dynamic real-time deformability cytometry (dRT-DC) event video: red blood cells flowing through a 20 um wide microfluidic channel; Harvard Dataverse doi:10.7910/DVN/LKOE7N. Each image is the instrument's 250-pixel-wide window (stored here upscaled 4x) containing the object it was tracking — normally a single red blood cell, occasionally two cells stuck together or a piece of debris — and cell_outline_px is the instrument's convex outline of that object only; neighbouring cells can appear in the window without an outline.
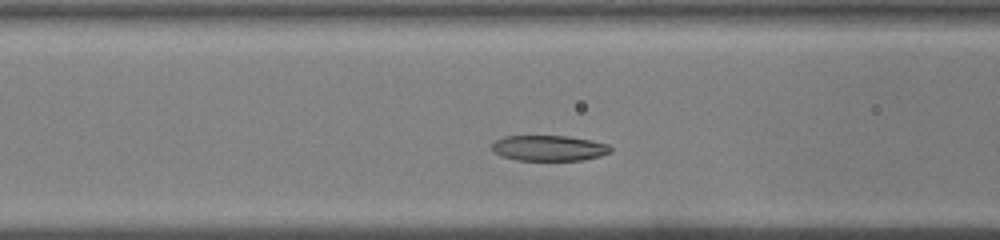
{"species": "common noctule bat (a hibernating species)", "species_latin": "Nyctalus noctula", "temperature_condition": "warm", "stored_images_in_passage": 32, "segment_of_instrument_passage": [2, 2], "camera_frame_rate_fps": 3000, "um_per_image_px": 0.085, "animal": {"sex": "male", "body_mass_g": 19.0, "forearm_length_mm": 50.8}, "frame": {"image": 1, "passage_image": 13, "time_ms": 4.0, "image_size_px": [1000, 240], "cell_outline_px": [[612, 148], [608, 152], [600, 156], [584, 160], [516, 160], [500, 156], [492, 152], [492, 144], [496, 140], [504, 136], [568, 136], [592, 140], [608, 144]], "centroid_in_image_um": [46.63, 12.59], "position_along_channel_um": 120.0, "area_um2": 17.74}}
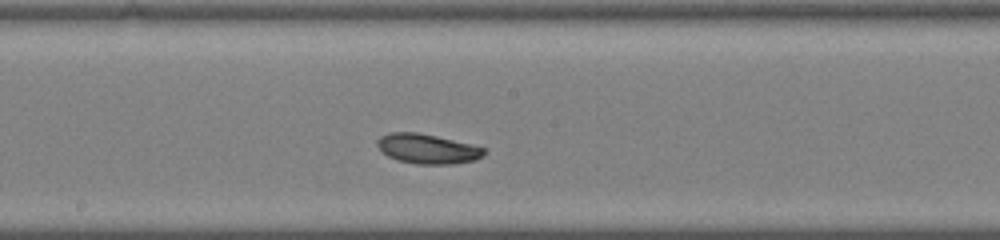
{"frame": {"image": 2, "passage_image": 19, "time_ms": 6.0, "image_size_px": [1000, 240], "cell_outline_px": [[484, 156], [476, 160], [452, 164], [416, 164], [396, 160], [380, 152], [376, 144], [376, 140], [380, 136], [392, 132], [416, 132], [436, 136], [472, 144], [484, 148]], "centroid_in_image_um": [36.29, 12.65], "position_along_channel_um": 211.9, "area_um2": 18.67}}
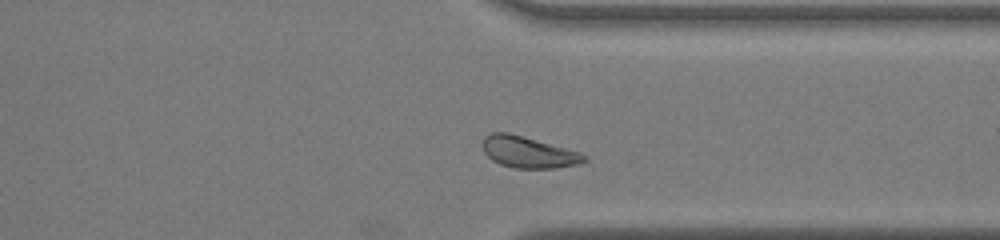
{"frame": {"image": 3, "passage_image": 29, "time_ms": 9.333, "image_size_px": [1000, 240], "cell_outline_px": [[588, 160], [580, 164], [556, 168], [512, 168], [500, 164], [492, 160], [484, 152], [484, 136], [492, 132], [508, 132], [580, 152], [588, 156]], "centroid_in_image_um": [44.94, 12.95], "position_along_channel_um": 366.5, "area_um2": 18.55}}